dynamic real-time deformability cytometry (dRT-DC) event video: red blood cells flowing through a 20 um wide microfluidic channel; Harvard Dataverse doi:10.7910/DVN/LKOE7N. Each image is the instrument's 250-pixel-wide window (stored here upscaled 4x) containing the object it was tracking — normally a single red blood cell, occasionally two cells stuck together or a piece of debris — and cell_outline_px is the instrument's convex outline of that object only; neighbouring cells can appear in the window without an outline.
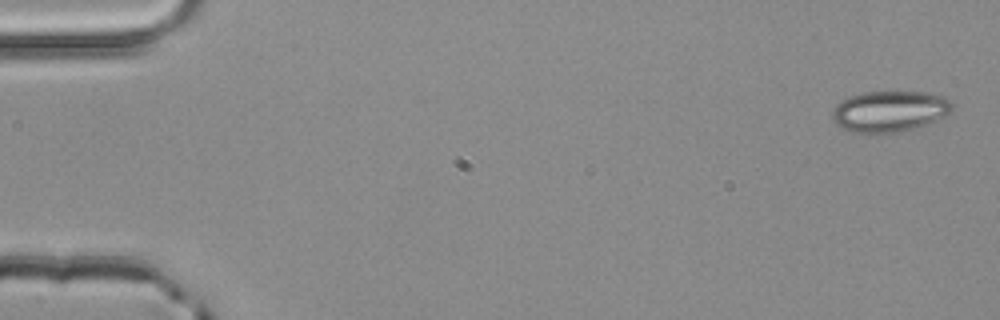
{"species": "common noctule bat (a hibernating species)", "species_latin": "Nyctalus noctula", "temperature_condition": "room temperature", "stored_images_in_passage": 4, "camera_frame_rate_fps": 3000, "um_per_image_px": 0.085, "animal": {"sex": "male", "body_mass_g": 20.4}, "frame": {"image": 1, "passage_image": 1, "time_ms": 0.0, "image_size_px": [1000, 320], "cell_outline_px": [[952, 108], [944, 116], [936, 120], [916, 128], [892, 132], [848, 132], [840, 128], [832, 120], [832, 112], [836, 104], [840, 100], [848, 96], [860, 92], [924, 92], [944, 96], [952, 104]], "centroid_in_image_um": [75.55, 9.45], "position_along_channel_um": 9.5, "area_um2": 28.61}}
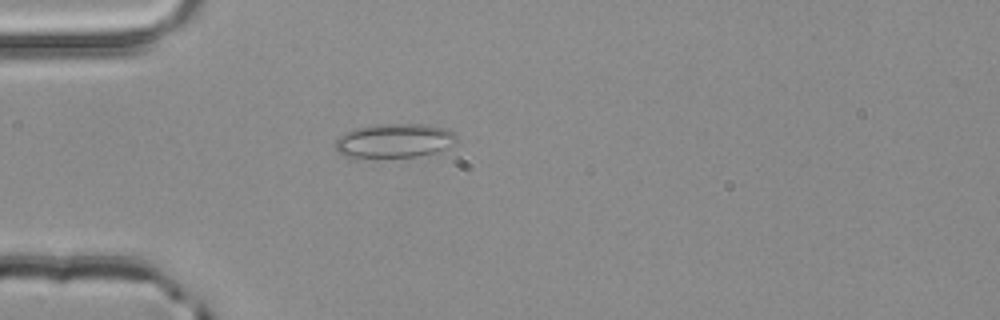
{"frame": {"image": 2, "passage_image": 4, "time_ms": 1.0, "image_size_px": [1000, 320], "cell_outline_px": [[456, 144], [436, 152], [416, 156], [344, 156], [336, 152], [336, 140], [340, 136], [348, 132], [360, 128], [384, 124], [428, 124], [444, 128], [456, 132]], "centroid_in_image_um": [33.6, 11.94], "position_along_channel_um": 51.4, "area_um2": 23.58}}